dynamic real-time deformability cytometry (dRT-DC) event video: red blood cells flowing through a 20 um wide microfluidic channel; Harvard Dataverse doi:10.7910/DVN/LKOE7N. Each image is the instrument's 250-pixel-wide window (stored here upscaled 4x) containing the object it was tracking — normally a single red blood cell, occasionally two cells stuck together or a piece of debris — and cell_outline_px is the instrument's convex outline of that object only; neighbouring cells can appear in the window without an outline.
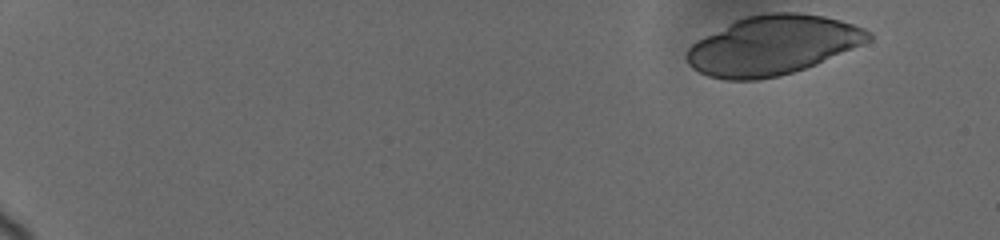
{"species": "human", "species_latin": "Homo sapiens", "temperature_condition": "cold", "stored_images_in_passage": 12, "camera_frame_rate_fps": 3000, "um_per_image_px": 0.085, "donor": {"sex": "female"}, "frame": {"image": 1, "passage_image": 1, "time_ms": 0.0, "image_size_px": [1000, 240], "cell_outline_px": [[872, 40], [864, 44], [816, 64], [792, 72], [776, 76], [756, 80], [724, 80], [708, 76], [692, 68], [688, 64], [684, 56], [688, 48], [696, 40], [736, 20], [748, 16], [764, 12], [796, 12], [824, 16], [840, 20], [864, 28], [872, 32]], "centroid_in_image_um": [65.67, 3.84], "position_along_channel_um": 19.3, "area_um2": 62.77}}